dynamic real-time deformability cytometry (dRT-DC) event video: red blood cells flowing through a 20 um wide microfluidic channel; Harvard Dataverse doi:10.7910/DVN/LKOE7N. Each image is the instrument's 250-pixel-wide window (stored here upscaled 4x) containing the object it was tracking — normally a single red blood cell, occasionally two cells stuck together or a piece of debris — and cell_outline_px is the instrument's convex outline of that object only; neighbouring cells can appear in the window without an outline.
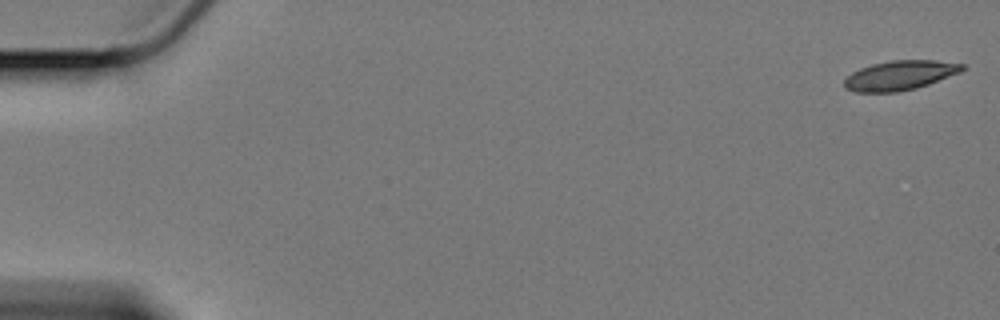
{"species": "Egyptian fruit bat (a non-hibernating species)", "species_latin": "Rousettus aegyptiacus", "temperature_condition": "cold", "stored_images_in_passage": 11, "camera_frame_rate_fps": 3000, "um_per_image_px": 0.085, "animal": {"sex": "female"}, "frame": {"image": 1, "passage_image": 1, "time_ms": 0.0, "image_size_px": [1000, 320], "cell_outline_px": [[964, 68], [960, 72], [928, 84], [916, 88], [896, 92], [856, 92], [844, 88], [844, 80], [852, 72], [860, 68], [872, 64], [892, 60], [936, 60], [964, 64]], "centroid_in_image_um": [76.47, 6.4], "position_along_channel_um": 8.5, "area_um2": 20.17}}